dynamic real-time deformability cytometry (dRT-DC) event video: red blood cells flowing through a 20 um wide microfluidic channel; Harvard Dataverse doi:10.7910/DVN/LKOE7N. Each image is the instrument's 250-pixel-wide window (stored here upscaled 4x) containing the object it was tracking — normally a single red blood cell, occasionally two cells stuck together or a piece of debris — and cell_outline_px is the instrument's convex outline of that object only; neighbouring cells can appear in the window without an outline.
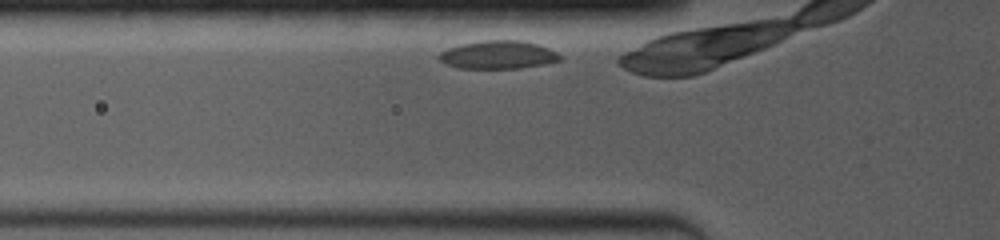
{"species": "common noctule bat (a hibernating species)", "species_latin": "Nyctalus noctula", "temperature_condition": "room temperature", "stored_images_in_passage": 10, "camera_frame_rate_fps": 4000, "um_per_image_px": 0.085, "animal": {"sex": "female", "body_mass_g": 19.0, "forearm_length_mm": 53.3}, "frame": {"image": 1, "passage_image": 2, "time_ms": 0.25, "image_size_px": [1000, 240], "cell_outline_px": [[564, 60], [544, 64], [520, 68], [456, 68], [444, 64], [436, 56], [440, 52], [448, 48], [460, 44], [484, 40], [520, 40], [536, 44], [548, 48], [556, 52]], "centroid_in_image_um": [42.31, 4.66], "position_along_channel_um": 83.5, "area_um2": 19.94}}